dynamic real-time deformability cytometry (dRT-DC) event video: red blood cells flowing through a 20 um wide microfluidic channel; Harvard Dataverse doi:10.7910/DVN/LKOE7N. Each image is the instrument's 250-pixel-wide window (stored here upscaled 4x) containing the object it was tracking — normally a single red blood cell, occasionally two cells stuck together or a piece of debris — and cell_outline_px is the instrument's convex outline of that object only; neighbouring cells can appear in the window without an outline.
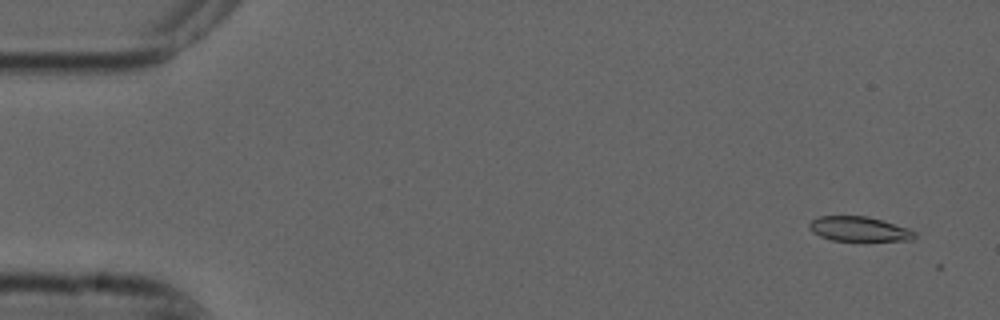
{"species": "common noctule bat (a hibernating species)", "species_latin": "Nyctalus noctula", "temperature_condition": "cold", "stored_images_in_passage": 4, "camera_frame_rate_fps": 3000, "um_per_image_px": 0.085, "animal": {"sex": "male", "forearm_length_mm": 52.5}, "frame": {"image": 1, "passage_image": 1, "time_ms": 0.0, "image_size_px": [1000, 320], "cell_outline_px": [[916, 236], [912, 240], [832, 240], [820, 236], [812, 232], [808, 228], [808, 224], [812, 220], [820, 216], [868, 216], [908, 228], [916, 232]], "centroid_in_image_um": [73.0, 19.45], "position_along_channel_um": 12.0, "area_um2": 15.03}}
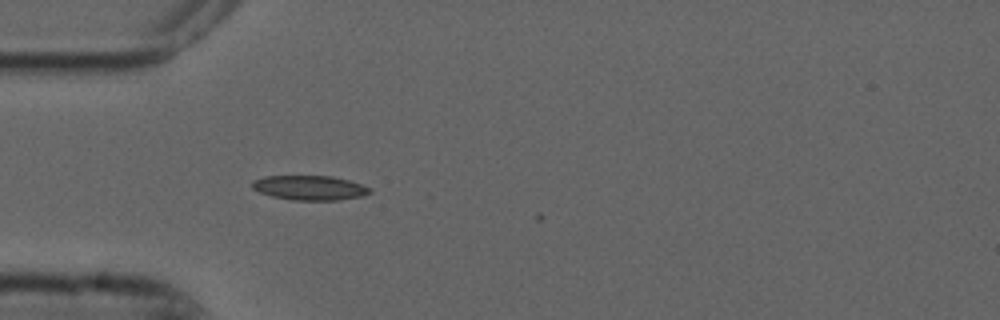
{"frame": {"image": 2, "passage_image": 4, "time_ms": 1.0, "image_size_px": [1000, 320], "cell_outline_px": [[372, 192], [364, 196], [340, 200], [292, 200], [272, 196], [260, 192], [252, 188], [252, 180], [264, 176], [332, 176], [348, 180], [372, 188]], "centroid_in_image_um": [26.34, 15.96], "position_along_channel_um": 58.7, "area_um2": 16.94}}